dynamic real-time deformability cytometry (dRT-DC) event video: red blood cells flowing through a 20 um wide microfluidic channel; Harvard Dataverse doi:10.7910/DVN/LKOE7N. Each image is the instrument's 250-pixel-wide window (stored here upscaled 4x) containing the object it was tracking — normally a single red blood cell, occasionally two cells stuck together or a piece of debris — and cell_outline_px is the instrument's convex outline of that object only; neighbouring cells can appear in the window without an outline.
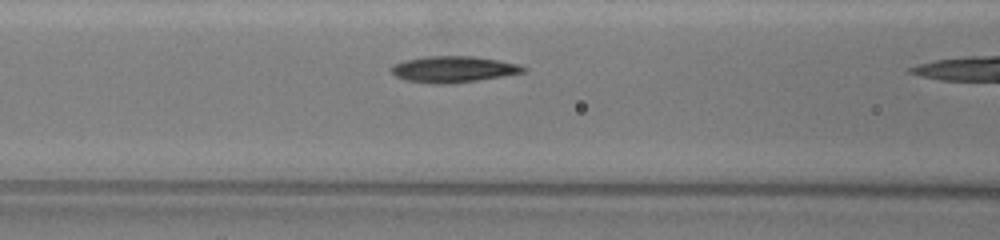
{"species": "common noctule bat (a hibernating species)", "species_latin": "Nyctalus noctula", "temperature_condition": "warm", "stored_images_in_passage": 22, "camera_frame_rate_fps": 3000, "um_per_image_px": 0.085, "animal": {"sex": "female", "body_mass_g": 19.5, "forearm_length_mm": 54.1}, "frame": {"image": 1, "passage_image": 4, "time_ms": 2.333, "image_size_px": [1000, 240], "cell_outline_px": [[528, 68], [524, 72], [452, 84], [432, 84], [408, 80], [396, 76], [392, 72], [392, 68], [396, 64], [408, 60], [424, 56], [472, 56], [496, 60], [516, 64]], "centroid_in_image_um": [38.54, 5.89], "position_along_channel_um": 128.1, "area_um2": 19.71}}
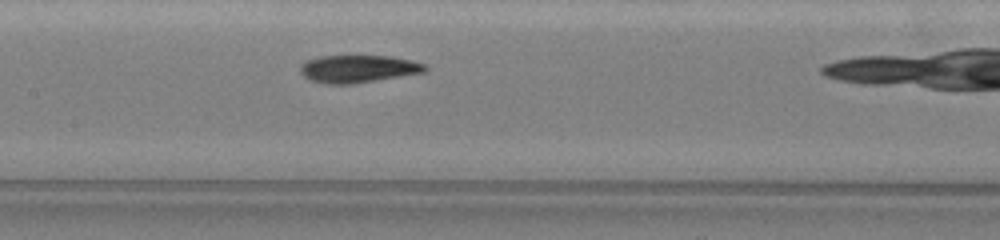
{"frame": {"image": 2, "passage_image": 7, "time_ms": 3.667, "image_size_px": [1000, 240], "cell_outline_px": [[428, 68], [424, 72], [352, 84], [328, 84], [312, 80], [304, 76], [300, 72], [300, 68], [308, 60], [324, 56], [388, 56], [408, 60], [424, 64]], "centroid_in_image_um": [30.44, 5.85], "position_along_channel_um": 177.0, "area_um2": 19.54}}